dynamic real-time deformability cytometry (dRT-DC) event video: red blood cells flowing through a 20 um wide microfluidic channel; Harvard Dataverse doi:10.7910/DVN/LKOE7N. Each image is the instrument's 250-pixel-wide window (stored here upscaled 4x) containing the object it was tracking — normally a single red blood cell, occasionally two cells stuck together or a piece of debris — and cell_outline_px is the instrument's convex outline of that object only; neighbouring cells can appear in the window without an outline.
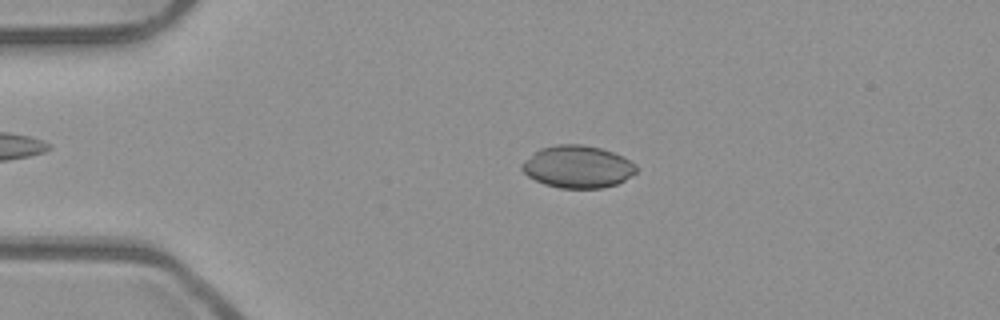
{"species": "common noctule bat (a hibernating species)", "species_latin": "Nyctalus noctula", "temperature_condition": "room temperature", "stored_images_in_passage": 42, "camera_frame_rate_fps": 3000, "um_per_image_px": 0.085, "animal": {"sex": "male", "body_mass_g": 23.1, "forearm_length_mm": 52.7}, "frame": {"image": 1, "passage_image": 8, "time_ms": 2.333, "image_size_px": [1000, 320], "cell_outline_px": [[636, 172], [624, 180], [616, 184], [600, 188], [560, 188], [544, 184], [528, 176], [520, 168], [520, 164], [524, 160], [540, 148], [556, 144], [580, 144], [600, 148], [612, 152], [636, 164]], "centroid_in_image_um": [49.06, 14.17], "position_along_channel_um": 35.9, "area_um2": 28.03}}
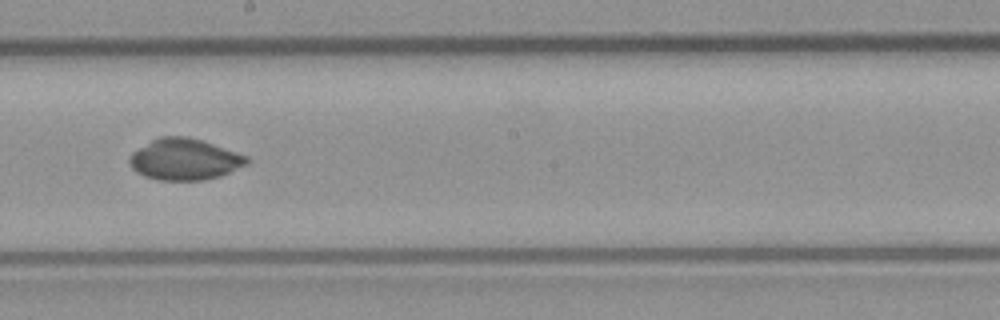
{"frame": {"image": 2, "passage_image": 26, "time_ms": 8.333, "image_size_px": [1000, 320], "cell_outline_px": [[252, 160], [248, 164], [220, 176], [204, 180], [156, 180], [144, 176], [136, 172], [128, 164], [128, 156], [132, 152], [152, 140], [160, 136], [188, 136], [248, 156]], "centroid_in_image_um": [15.67, 13.55], "position_along_channel_um": 232.5, "area_um2": 28.38}}
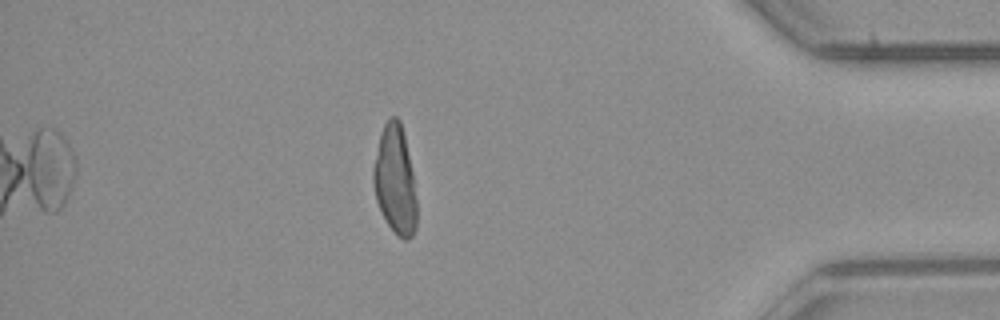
{"frame": {"image": 3, "passage_image": 42, "time_ms": 13.667, "image_size_px": [1000, 320], "cell_outline_px": [[416, 228], [412, 236], [408, 240], [404, 240], [388, 224], [376, 200], [372, 180], [372, 168], [380, 132], [388, 116], [396, 116], [400, 120], [404, 136], [412, 172], [416, 200]], "centroid_in_image_um": [33.56, 15.26], "position_along_channel_um": 401.6, "area_um2": 27.28}, "authors_computed_cell_mechanics": {"area_um2": 28.033, "velocity_mm_per_s": 3.9373, "shape_relaxation_time_tau1_ms": null, "shape_relaxation_time_tau2_ms": 1.8765, "deformation_change_tau1": null, "deformation_change_tau2": 0.0321}}